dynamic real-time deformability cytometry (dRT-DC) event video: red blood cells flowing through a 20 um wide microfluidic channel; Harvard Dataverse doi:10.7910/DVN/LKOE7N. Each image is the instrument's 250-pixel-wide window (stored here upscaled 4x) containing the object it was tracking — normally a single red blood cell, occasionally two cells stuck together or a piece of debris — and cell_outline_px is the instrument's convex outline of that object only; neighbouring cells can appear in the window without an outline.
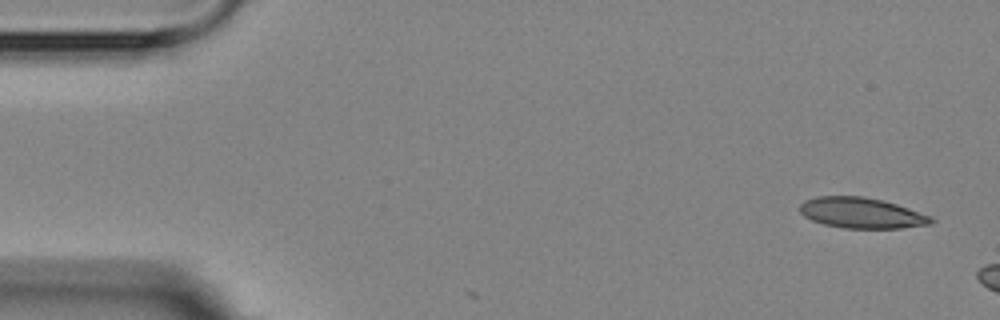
{"species": "Egyptian fruit bat (a non-hibernating species)", "species_latin": "Rousettus aegyptiacus", "temperature_condition": "room temperature", "stored_images_in_passage": 2, "camera_frame_rate_fps": 3000, "um_per_image_px": 0.085, "animal": {"sex": "female"}, "frame": {"image": 1, "passage_image": 1, "time_ms": 0.0, "image_size_px": [1000, 320], "cell_outline_px": [[936, 220], [932, 224], [900, 228], [844, 228], [824, 224], [812, 220], [804, 216], [800, 212], [800, 204], [804, 200], [816, 196], [864, 196], [884, 200], [932, 216]], "centroid_in_image_um": [73.24, 18.09], "position_along_channel_um": 11.8, "area_um2": 23.58}}